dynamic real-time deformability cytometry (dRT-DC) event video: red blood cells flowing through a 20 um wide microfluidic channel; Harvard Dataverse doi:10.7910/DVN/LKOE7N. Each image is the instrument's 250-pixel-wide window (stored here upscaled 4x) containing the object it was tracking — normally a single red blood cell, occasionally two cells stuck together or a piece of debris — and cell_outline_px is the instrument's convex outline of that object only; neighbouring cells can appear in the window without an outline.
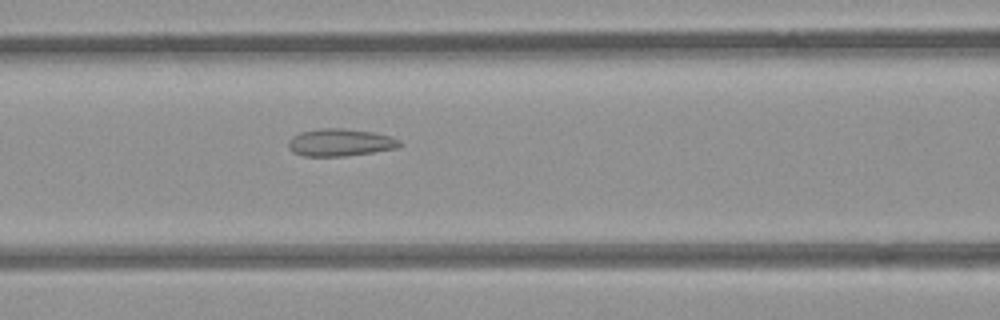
{"species": "common noctule bat (a hibernating species)", "species_latin": "Nyctalus noctula", "temperature_condition": "room temperature", "stored_images_in_passage": 41, "camera_frame_rate_fps": 3000, "um_per_image_px": 0.085, "animal": {"sex": "female", "body_mass_g": 21.9}, "frame": {"image": 1, "passage_image": 9, "time_ms": 2.667, "image_size_px": [1000, 320], "cell_outline_px": [[404, 144], [396, 148], [372, 152], [344, 156], [304, 156], [292, 152], [288, 148], [288, 140], [292, 136], [300, 132], [320, 128], [344, 128], [372, 132], [388, 136], [400, 140]], "centroid_in_image_um": [28.88, 12.11], "position_along_channel_um": 137.7, "area_um2": 17.8}}
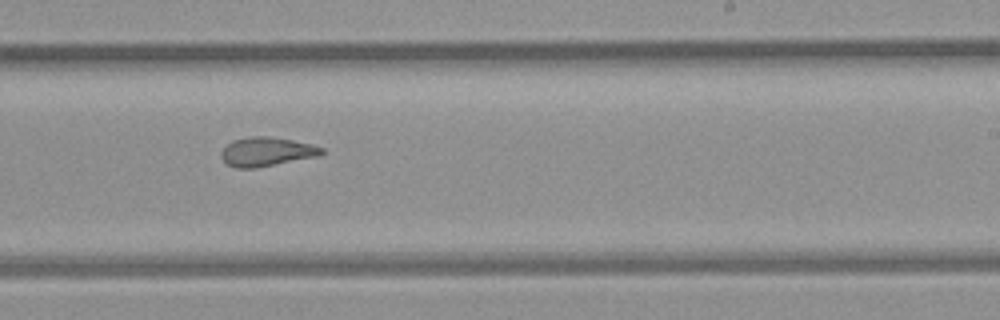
{"frame": {"image": 2, "passage_image": 19, "time_ms": 6.0, "image_size_px": [1000, 320], "cell_outline_px": [[324, 152], [320, 156], [256, 168], [236, 168], [228, 164], [220, 156], [220, 152], [232, 140], [248, 136], [268, 136], [292, 140], [312, 144], [324, 148]], "centroid_in_image_um": [22.68, 12.89], "position_along_channel_um": 266.3, "area_um2": 17.11}}
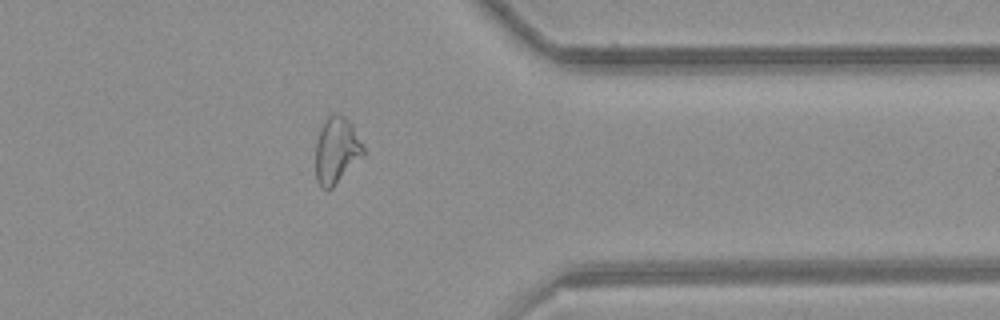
{"frame": {"image": 3, "passage_image": 29, "time_ms": 9.333, "image_size_px": [1000, 320], "cell_outline_px": [[364, 156], [332, 188], [320, 188], [316, 180], [316, 140], [320, 128], [324, 120], [332, 112], [336, 112], [344, 116], [352, 124], [364, 148]], "centroid_in_image_um": [28.6, 12.76], "position_along_channel_um": 382.8, "area_um2": 18.67}}